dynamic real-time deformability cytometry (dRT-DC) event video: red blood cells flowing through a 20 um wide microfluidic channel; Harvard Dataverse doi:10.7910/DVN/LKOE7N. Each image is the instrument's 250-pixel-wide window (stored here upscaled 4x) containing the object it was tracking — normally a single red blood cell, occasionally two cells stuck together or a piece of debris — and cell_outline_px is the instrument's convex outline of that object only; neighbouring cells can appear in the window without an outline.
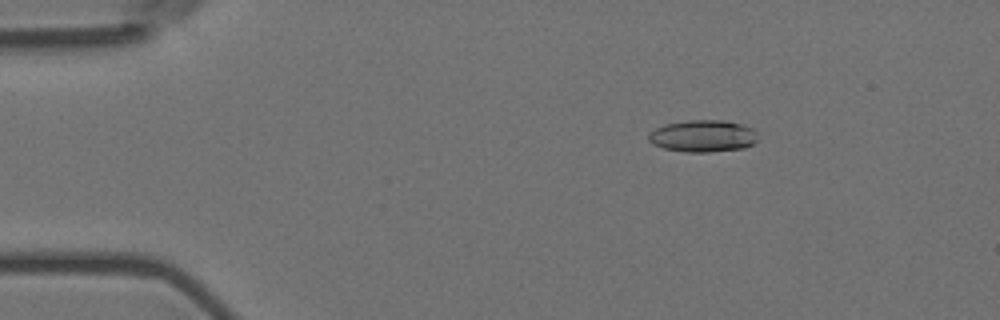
{"species": "Egyptian fruit bat (a non-hibernating species)", "species_latin": "Rousettus aegyptiacus", "temperature_condition": "room temperature", "stored_images_in_passage": 5, "camera_frame_rate_fps": 3000, "um_per_image_px": 0.085, "animal": {"sex": "female"}, "frame": {"image": 1, "passage_image": 3, "time_ms": 0.667, "image_size_px": [1000, 320], "cell_outline_px": [[756, 140], [752, 144], [744, 148], [708, 152], [684, 152], [664, 148], [652, 144], [648, 140], [648, 136], [656, 128], [664, 124], [688, 120], [720, 120], [740, 124], [752, 128], [756, 132]], "centroid_in_image_um": [59.73, 11.56], "position_along_channel_um": 25.3, "area_um2": 20.23}}